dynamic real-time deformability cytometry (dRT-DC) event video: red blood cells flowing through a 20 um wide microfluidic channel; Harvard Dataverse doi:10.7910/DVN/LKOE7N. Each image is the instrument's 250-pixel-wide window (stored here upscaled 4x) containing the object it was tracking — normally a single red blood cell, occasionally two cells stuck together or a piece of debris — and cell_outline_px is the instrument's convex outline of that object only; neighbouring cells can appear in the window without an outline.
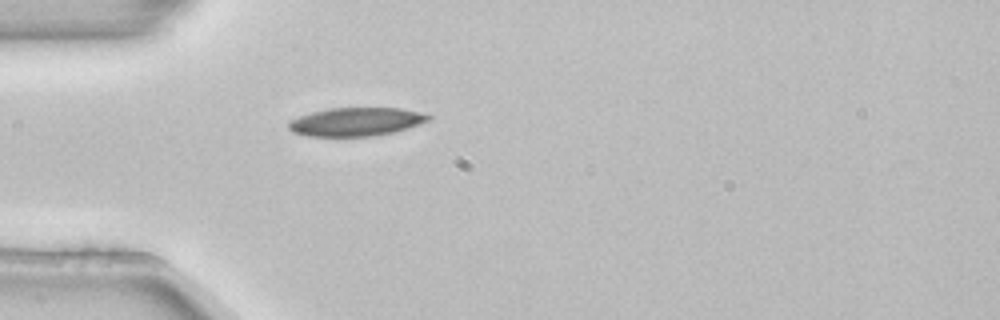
{"species": "common noctule bat (a hibernating species)", "species_latin": "Nyctalus noctula", "temperature_condition": "room temperature", "stored_images_in_passage": 1, "camera_frame_rate_fps": 3000, "um_per_image_px": 0.085, "animal": {"sex": "female", "body_mass_g": 22.7, "forearm_length_mm": 54.2}, "frame": {"image": 1, "passage_image": 1, "time_ms": 0.0, "image_size_px": [1000, 320], "cell_outline_px": [[432, 120], [392, 132], [372, 136], [308, 136], [292, 132], [288, 128], [288, 120], [312, 112], [328, 108], [400, 108], [420, 112], [432, 116]], "centroid_in_image_um": [30.24, 10.34], "position_along_channel_um": 54.8, "area_um2": 23.12}}